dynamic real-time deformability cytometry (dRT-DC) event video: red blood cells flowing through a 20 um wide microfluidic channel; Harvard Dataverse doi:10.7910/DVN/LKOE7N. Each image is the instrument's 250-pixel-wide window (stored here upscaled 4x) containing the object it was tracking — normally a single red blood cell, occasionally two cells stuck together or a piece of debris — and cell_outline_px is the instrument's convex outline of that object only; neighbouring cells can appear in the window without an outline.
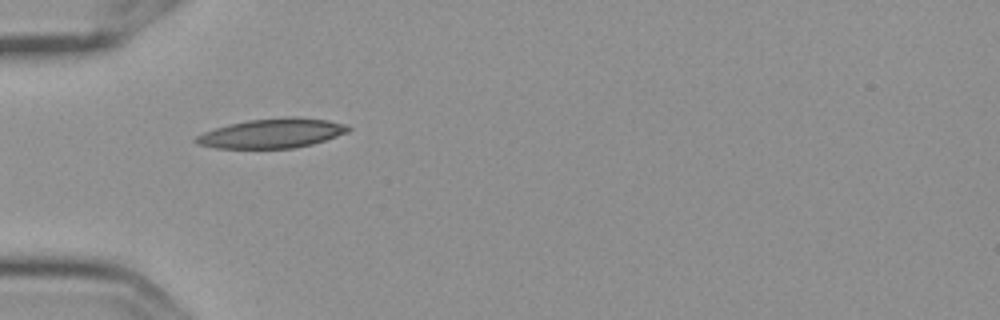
{"species": "Egyptian fruit bat (a non-hibernating species)", "species_latin": "Rousettus aegyptiacus", "temperature_condition": "cold", "stored_images_in_passage": 6, "camera_frame_rate_fps": 3000, "um_per_image_px": 0.085, "frame": {"image": 1, "passage_image": 5, "time_ms": 1.333, "image_size_px": [1000, 320], "cell_outline_px": [[352, 128], [348, 132], [312, 144], [292, 148], [216, 148], [196, 144], [192, 140], [196, 136], [204, 132], [228, 124], [248, 120], [284, 116], [296, 116], [328, 120], [348, 124]], "centroid_in_image_um": [23.13, 11.31], "position_along_channel_um": 61.9, "area_um2": 26.36}}
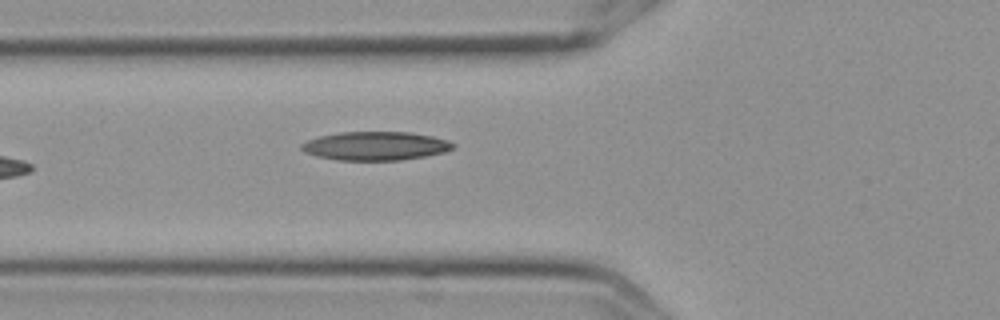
{"frame": {"image": 2, "passage_image": 6, "time_ms": 1.667, "image_size_px": [1000, 320], "cell_outline_px": [[456, 148], [444, 152], [424, 156], [400, 160], [336, 160], [316, 156], [304, 152], [300, 148], [300, 144], [308, 140], [320, 136], [340, 132], [412, 132], [432, 136], [448, 140], [456, 144]], "centroid_in_image_um": [31.93, 12.4], "position_along_channel_um": 93.9, "area_um2": 25.43}}